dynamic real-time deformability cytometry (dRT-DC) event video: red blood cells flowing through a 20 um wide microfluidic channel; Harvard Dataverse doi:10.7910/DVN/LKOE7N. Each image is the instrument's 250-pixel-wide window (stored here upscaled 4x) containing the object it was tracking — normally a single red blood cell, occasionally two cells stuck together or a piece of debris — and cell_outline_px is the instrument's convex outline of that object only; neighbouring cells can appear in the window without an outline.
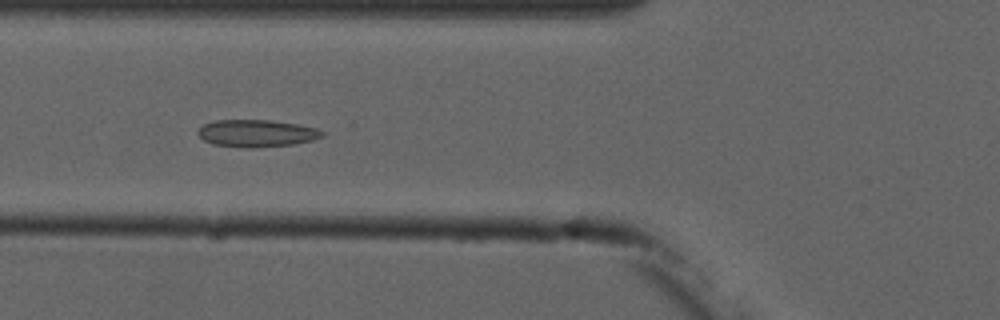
{"species": "common noctule bat (a hibernating species)", "species_latin": "Nyctalus noctula", "temperature_condition": "cold", "stored_images_in_passage": 7, "camera_frame_rate_fps": 3000, "um_per_image_px": 0.085, "animal": {"sex": "male", "forearm_length_mm": 52.5}, "frame": {"image": 1, "passage_image": 6, "time_ms": 6.0, "image_size_px": [1000, 320], "cell_outline_px": [[324, 136], [312, 140], [296, 144], [252, 148], [244, 148], [212, 144], [204, 140], [196, 132], [204, 124], [216, 120], [268, 120], [296, 124], [316, 128], [324, 132]], "centroid_in_image_um": [21.81, 11.34], "position_along_channel_um": 104.0, "area_um2": 19.71}}
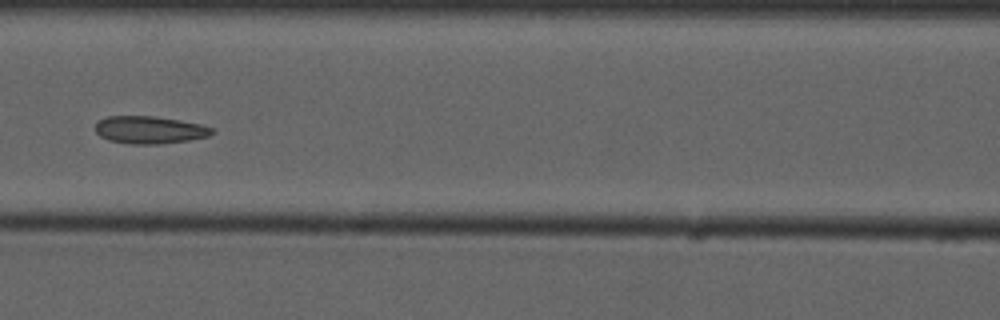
{"frame": {"image": 2, "passage_image": 7, "time_ms": 7.333, "image_size_px": [1000, 320], "cell_outline_px": [[216, 132], [208, 136], [188, 140], [160, 144], [132, 144], [108, 140], [100, 136], [96, 132], [96, 124], [100, 120], [108, 116], [152, 116], [180, 120], [200, 124], [216, 128]], "centroid_in_image_um": [12.76, 11.04], "position_along_channel_um": 153.8, "area_um2": 18.73}}